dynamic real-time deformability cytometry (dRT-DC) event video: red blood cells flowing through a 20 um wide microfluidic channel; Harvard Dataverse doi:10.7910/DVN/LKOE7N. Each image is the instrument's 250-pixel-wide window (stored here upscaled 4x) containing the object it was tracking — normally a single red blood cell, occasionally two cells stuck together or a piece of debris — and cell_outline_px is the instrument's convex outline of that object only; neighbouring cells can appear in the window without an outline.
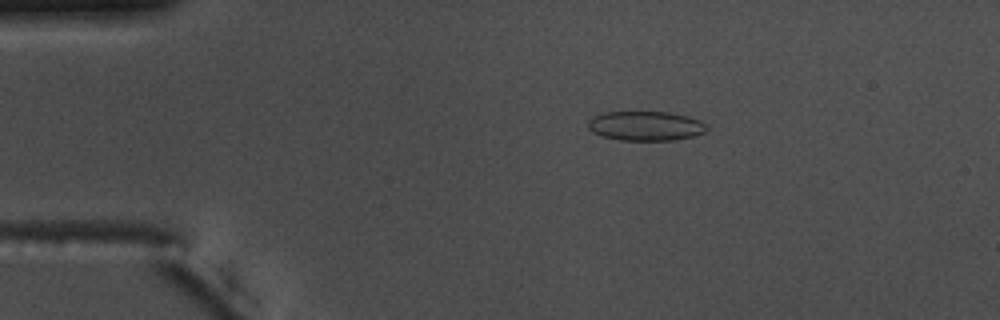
{"species": "common noctule bat (a hibernating species)", "species_latin": "Nyctalus noctula", "temperature_condition": "warm", "stored_images_in_passage": 55, "camera_frame_rate_fps": 3000, "um_per_image_px": 0.085, "animal": {"sex": "male", "body_mass_g": 17.5, "forearm_length_mm": 52.3}, "frame": {"image": 1, "passage_image": 11, "time_ms": 3.333, "image_size_px": [1000, 320], "cell_outline_px": [[708, 128], [704, 132], [692, 136], [672, 140], [620, 140], [604, 136], [592, 132], [588, 128], [588, 120], [592, 116], [604, 112], [668, 112], [688, 116], [700, 120]], "centroid_in_image_um": [54.85, 10.69], "position_along_channel_um": 30.2, "area_um2": 20.29}}
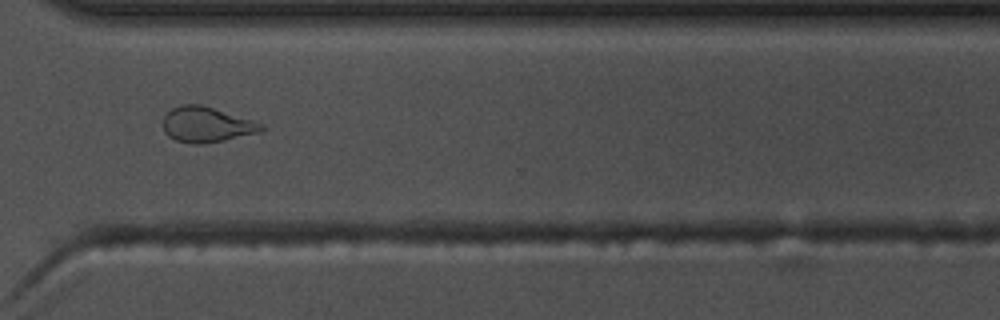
{"frame": {"image": 2, "passage_image": 41, "time_ms": 13.333, "image_size_px": [1000, 320], "cell_outline_px": [[264, 128], [260, 132], [224, 140], [200, 144], [192, 144], [176, 140], [168, 136], [164, 132], [164, 116], [172, 108], [184, 104], [200, 104], [252, 120], [264, 124]], "centroid_in_image_um": [17.55, 10.59], "position_along_channel_um": 353.1, "area_um2": 20.0}}
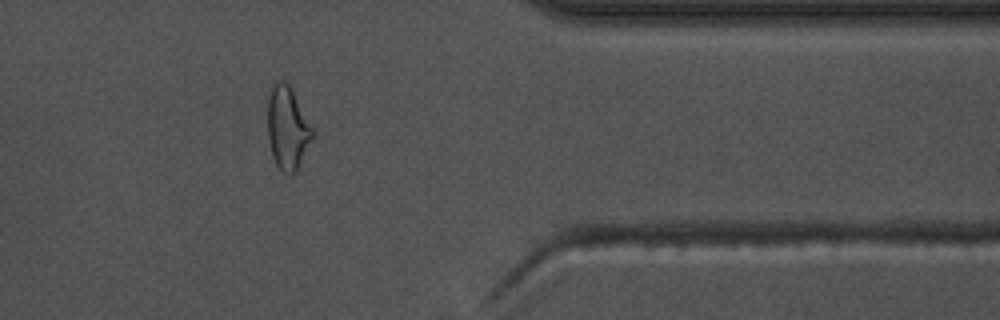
{"frame": {"image": 3, "passage_image": 45, "time_ms": 14.667, "image_size_px": [1000, 320], "cell_outline_px": [[312, 140], [296, 172], [288, 176], [276, 164], [272, 156], [268, 140], [268, 96], [272, 84], [276, 80], [284, 80], [292, 88], [312, 128]], "centroid_in_image_um": [24.42, 10.87], "position_along_channel_um": 387.0, "area_um2": 21.68}, "authors_computed_cell_mechanics": {"area_um2": 20.1722, "velocity_mm_per_s": 3.7625, "shape_relaxation_time_tau1_ms": 10.5349, "shape_relaxation_time_tau2_ms": 1.4293, "deformation_change_tau1": 0.2163, "deformation_change_tau2": 0.0728}}